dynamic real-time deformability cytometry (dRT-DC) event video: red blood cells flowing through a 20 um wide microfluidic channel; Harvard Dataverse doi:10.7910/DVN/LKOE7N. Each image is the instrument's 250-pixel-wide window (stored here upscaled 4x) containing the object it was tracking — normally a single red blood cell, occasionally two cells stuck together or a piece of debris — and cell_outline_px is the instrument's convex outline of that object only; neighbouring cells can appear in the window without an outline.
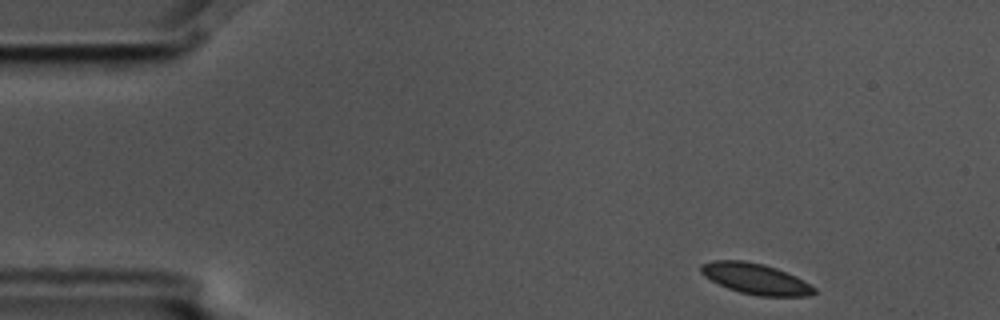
{"species": "common noctule bat (a hibernating species)", "species_latin": "Nyctalus noctula", "temperature_condition": "cold", "stored_images_in_passage": 4, "camera_frame_rate_fps": 3000, "um_per_image_px": 0.085, "animal": {"sex": "male", "body_mass_g": 17.5, "forearm_length_mm": 52.3}, "frame": {"image": 1, "passage_image": 1, "time_ms": 0.0, "image_size_px": [1000, 320], "cell_outline_px": [[816, 292], [812, 296], [760, 296], [740, 292], [728, 288], [704, 276], [700, 272], [700, 264], [712, 260], [744, 260], [764, 264], [776, 268], [796, 276], [816, 288]], "centroid_in_image_um": [64.23, 23.69], "position_along_channel_um": 20.8, "area_um2": 20.35}}
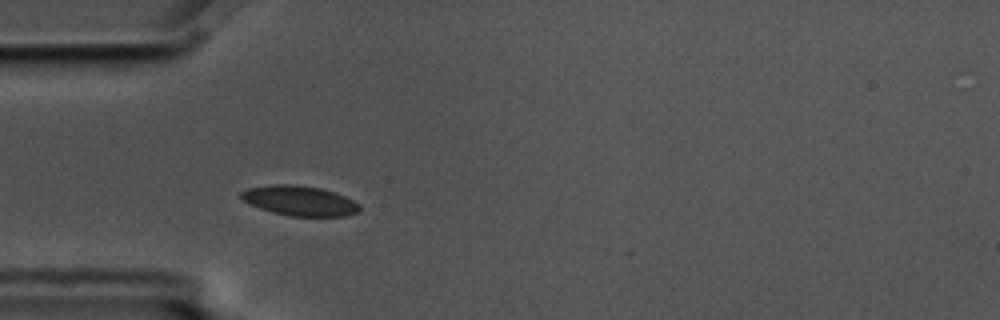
{"frame": {"image": 2, "passage_image": 4, "time_ms": 1.0, "image_size_px": [1000, 320], "cell_outline_px": [[360, 208], [356, 212], [344, 216], [288, 216], [272, 212], [260, 208], [244, 200], [240, 196], [240, 192], [248, 188], [276, 184], [292, 184], [320, 188], [336, 192], [360, 204]], "centroid_in_image_um": [25.48, 17.06], "position_along_channel_um": 59.5, "area_um2": 20.46}}